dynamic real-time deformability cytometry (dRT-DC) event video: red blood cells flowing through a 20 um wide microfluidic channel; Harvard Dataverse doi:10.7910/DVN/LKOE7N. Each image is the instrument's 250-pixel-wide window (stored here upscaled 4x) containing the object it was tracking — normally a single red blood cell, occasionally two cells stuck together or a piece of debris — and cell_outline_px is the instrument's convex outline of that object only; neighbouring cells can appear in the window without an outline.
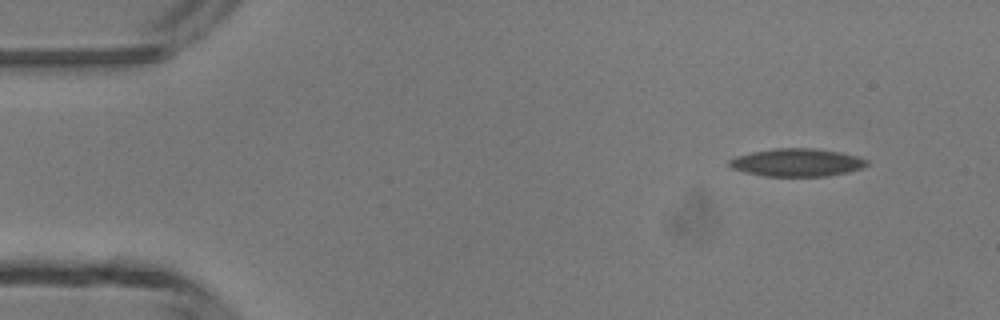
{"species": "common noctule bat (a hibernating species)", "species_latin": "Nyctalus noctula", "temperature_condition": "room temperature", "stored_images_in_passage": 6, "camera_frame_rate_fps": 3000, "um_per_image_px": 0.085, "animal": {"sex": "male", "body_mass_g": 13.3}, "frame": {"image": 1, "passage_image": 1, "time_ms": 0.0, "image_size_px": [1000, 320], "cell_outline_px": [[868, 164], [860, 168], [848, 172], [824, 176], [764, 176], [732, 168], [728, 164], [728, 160], [736, 156], [752, 152], [776, 148], [816, 148], [840, 152], [856, 156], [868, 160]], "centroid_in_image_um": [67.73, 13.8], "position_along_channel_um": 17.3, "area_um2": 22.14}}
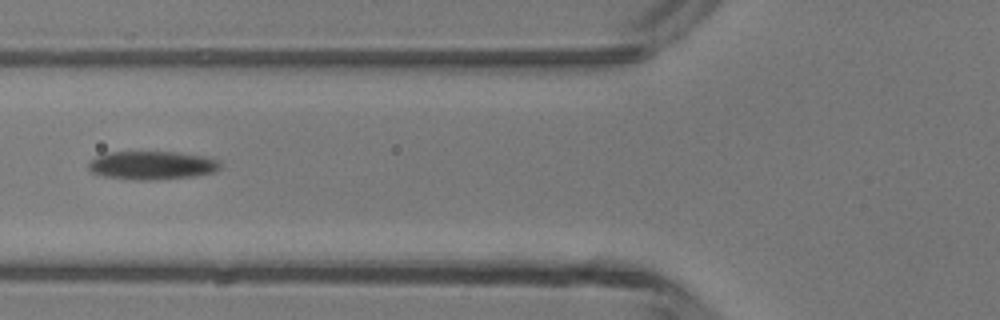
{"frame": {"image": 2, "passage_image": 5, "time_ms": 4.667, "image_size_px": [1000, 320], "cell_outline_px": [[220, 168], [216, 172], [196, 176], [156, 180], [132, 180], [104, 176], [92, 172], [88, 168], [88, 164], [96, 156], [112, 152], [176, 152], [204, 156], [220, 160]], "centroid_in_image_um": [12.96, 14.06], "position_along_channel_um": 112.8, "area_um2": 21.96}}
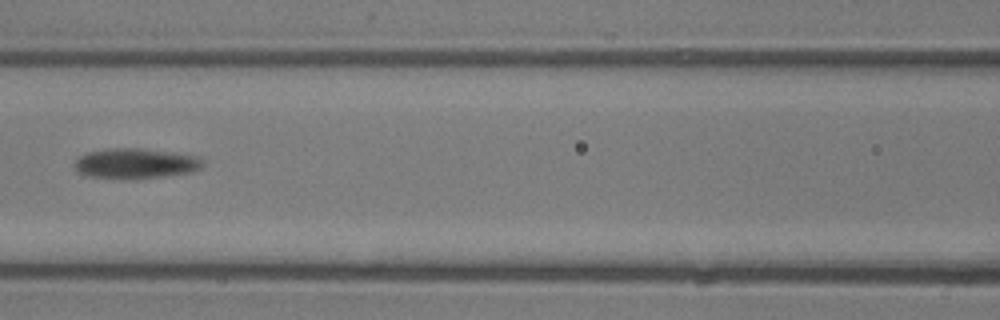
{"frame": {"image": 3, "passage_image": 6, "time_ms": 5.667, "image_size_px": [1000, 320], "cell_outline_px": [[204, 160], [200, 168], [188, 172], [164, 176], [124, 180], [88, 176], [80, 172], [76, 168], [76, 160], [80, 156], [88, 152], [112, 148], [140, 148], [172, 152], [196, 156]], "centroid_in_image_um": [11.51, 13.9], "position_along_channel_um": 155.1, "area_um2": 22.43}}